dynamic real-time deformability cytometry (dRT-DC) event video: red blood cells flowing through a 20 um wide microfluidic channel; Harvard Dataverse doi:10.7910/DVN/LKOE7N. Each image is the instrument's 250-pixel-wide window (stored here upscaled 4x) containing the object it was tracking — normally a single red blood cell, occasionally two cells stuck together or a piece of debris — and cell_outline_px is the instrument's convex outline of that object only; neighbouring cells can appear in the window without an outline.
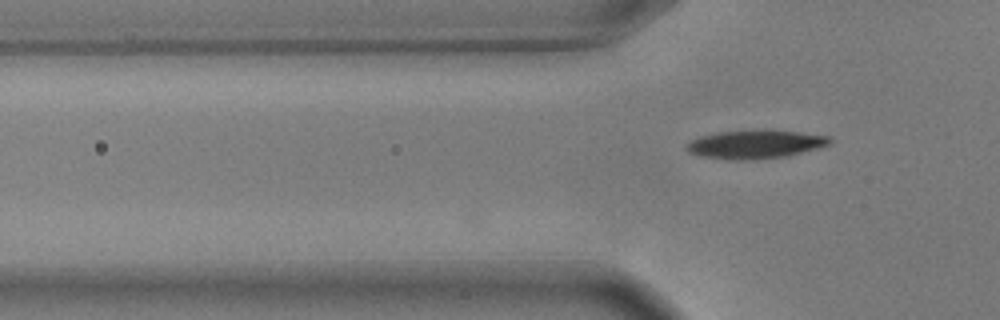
{"species": "common noctule bat (a hibernating species)", "species_latin": "Nyctalus noctula", "temperature_condition": "warm", "stored_images_in_passage": 4, "camera_frame_rate_fps": 3000, "um_per_image_px": 0.085, "animal": {"sex": "male", "body_mass_g": 17.9, "forearm_length_mm": 54.2}, "frame": {"image": 1, "passage_image": 4, "time_ms": 1.0, "image_size_px": [1000, 320], "cell_outline_px": [[832, 144], [820, 148], [788, 156], [756, 160], [724, 160], [696, 156], [688, 152], [684, 148], [684, 144], [688, 140], [700, 136], [716, 132], [800, 132], [828, 136], [832, 140]], "centroid_in_image_um": [64.12, 12.32], "position_along_channel_um": 61.7, "area_um2": 23.76}}